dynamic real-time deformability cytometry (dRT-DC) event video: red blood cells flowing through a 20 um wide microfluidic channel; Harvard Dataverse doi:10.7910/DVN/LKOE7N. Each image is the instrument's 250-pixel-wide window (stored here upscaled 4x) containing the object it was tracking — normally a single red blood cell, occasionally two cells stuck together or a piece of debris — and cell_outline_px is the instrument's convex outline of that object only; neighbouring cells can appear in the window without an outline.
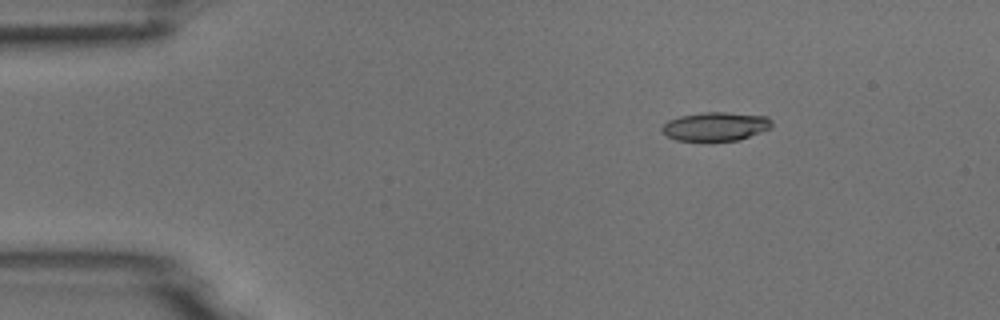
{"species": "common noctule bat (a hibernating species)", "species_latin": "Nyctalus noctula", "temperature_condition": "room temperature", "stored_images_in_passage": 3, "camera_frame_rate_fps": 3000, "um_per_image_px": 0.085, "animal": {"sex": "male", "body_mass_g": 18.8}, "frame": {"image": 1, "passage_image": 1, "time_ms": 0.0, "image_size_px": [1000, 320], "cell_outline_px": [[772, 128], [740, 140], [712, 144], [708, 144], [676, 140], [668, 136], [660, 128], [668, 120], [680, 116], [704, 112], [724, 112], [768, 116], [772, 120]], "centroid_in_image_um": [60.84, 10.8], "position_along_channel_um": 24.2, "area_um2": 19.31}}